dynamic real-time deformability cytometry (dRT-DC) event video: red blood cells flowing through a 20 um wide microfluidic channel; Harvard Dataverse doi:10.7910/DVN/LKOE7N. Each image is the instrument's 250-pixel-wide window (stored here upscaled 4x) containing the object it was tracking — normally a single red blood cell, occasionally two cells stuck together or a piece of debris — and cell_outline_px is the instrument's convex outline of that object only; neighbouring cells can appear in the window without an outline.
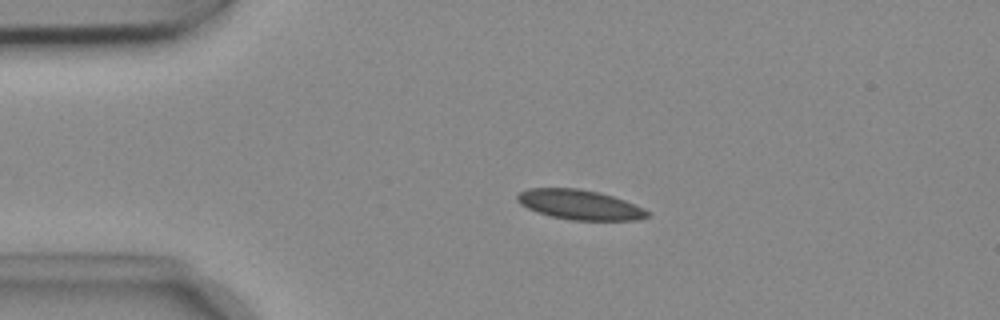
{"species": "common noctule bat (a hibernating species)", "species_latin": "Nyctalus noctula", "temperature_condition": "cold", "stored_images_in_passage": 43, "camera_frame_rate_fps": 3000, "um_per_image_px": 0.085, "animal": {"sex": "female", "body_mass_g": 18.4}, "frame": {"image": 1, "passage_image": 1, "time_ms": 0.0, "image_size_px": [1000, 320], "cell_outline_px": [[652, 216], [636, 220], [572, 220], [552, 216], [536, 212], [520, 204], [516, 200], [516, 196], [520, 192], [528, 188], [580, 188], [612, 196], [624, 200], [644, 208], [652, 212]], "centroid_in_image_um": [49.3, 17.4], "position_along_channel_um": 35.7, "area_um2": 22.66}}
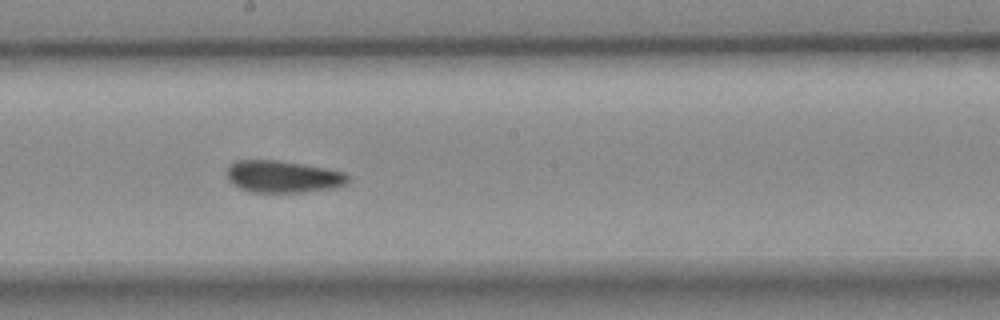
{"frame": {"image": 2, "passage_image": 19, "time_ms": 6.0, "image_size_px": [1000, 320], "cell_outline_px": [[348, 184], [340, 188], [304, 192], [252, 192], [240, 188], [232, 184], [228, 180], [228, 164], [236, 160], [276, 160], [324, 168], [344, 172], [348, 176]], "centroid_in_image_um": [24.07, 15.02], "position_along_channel_um": 224.1, "area_um2": 22.72}}
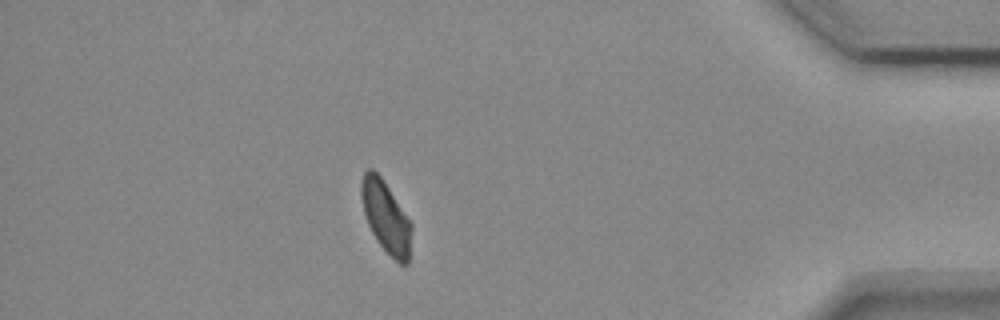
{"frame": {"image": 3, "passage_image": 37, "time_ms": 12.0, "image_size_px": [1000, 320], "cell_outline_px": [[412, 228], [408, 264], [400, 264], [376, 240], [368, 224], [364, 212], [360, 196], [360, 180], [364, 172], [368, 168], [372, 168], [380, 176], [412, 224]], "centroid_in_image_um": [32.78, 18.41], "position_along_channel_um": 402.4, "area_um2": 20.63}, "authors_computed_cell_mechanics": {"area_um2": 22.5998, "velocity_mm_per_s": 3.7106, "shape_relaxation_time_tau1_ms": null, "shape_relaxation_time_tau2_ms": 3.087, "deformation_change_tau1": null, "deformation_change_tau2": 0.0862}}